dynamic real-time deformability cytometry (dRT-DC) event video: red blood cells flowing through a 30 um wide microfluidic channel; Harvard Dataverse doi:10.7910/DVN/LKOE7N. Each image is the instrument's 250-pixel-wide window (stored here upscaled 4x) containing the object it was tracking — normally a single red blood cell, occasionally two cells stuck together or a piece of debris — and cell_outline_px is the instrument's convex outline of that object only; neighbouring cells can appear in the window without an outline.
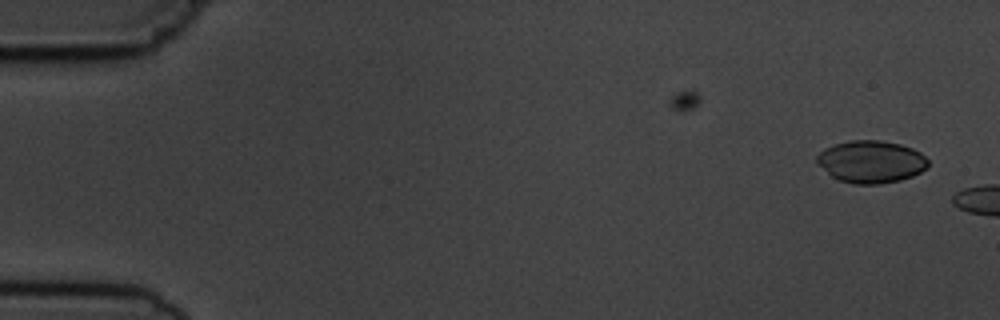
{"species": "common noctule bat (a hibernating species)", "species_latin": "Nyctalus noctula", "temperature_condition": "cold", "stored_images_in_passage": 2, "camera_frame_rate_fps": 3000, "um_per_image_px": 0.085, "animal": {"sex": "male", "body_mass_g": 19.5, "forearm_length_mm": 54.6}, "frame": {"image": 1, "passage_image": 2, "time_ms": 1.333, "image_size_px": [1000, 320], "cell_outline_px": [[928, 168], [912, 176], [900, 180], [880, 184], [852, 184], [840, 180], [832, 176], [816, 164], [816, 156], [824, 148], [836, 144], [852, 140], [880, 140], [900, 144], [912, 148], [920, 152], [928, 160]], "centroid_in_image_um": [74.04, 13.75], "position_along_channel_um": 11.0, "area_um2": 27.51}}